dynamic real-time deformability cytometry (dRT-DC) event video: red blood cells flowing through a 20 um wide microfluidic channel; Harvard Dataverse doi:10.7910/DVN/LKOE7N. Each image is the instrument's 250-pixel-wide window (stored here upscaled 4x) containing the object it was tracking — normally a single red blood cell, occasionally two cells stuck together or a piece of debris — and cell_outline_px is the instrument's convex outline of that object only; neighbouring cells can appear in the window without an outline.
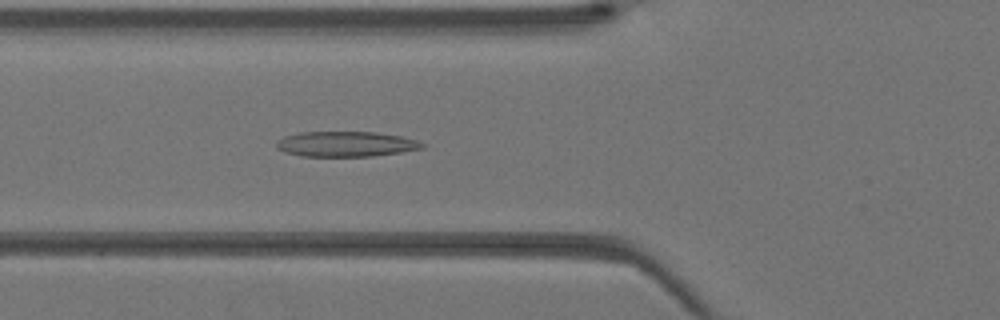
{"species": "Egyptian fruit bat (a non-hibernating species)", "species_latin": "Rousettus aegyptiacus", "temperature_condition": "warm", "stored_images_in_passage": 35, "camera_frame_rate_fps": 3000, "um_per_image_px": 0.085, "animal": {"sex": "female"}, "frame": {"image": 1, "passage_image": 9, "time_ms": 2.667, "image_size_px": [1000, 320], "cell_outline_px": [[424, 148], [400, 152], [372, 156], [300, 156], [284, 152], [276, 148], [276, 140], [284, 136], [300, 132], [376, 132], [400, 136], [416, 140], [424, 144]], "centroid_in_image_um": [29.35, 12.24], "position_along_channel_um": 96.5, "area_um2": 21.44}}
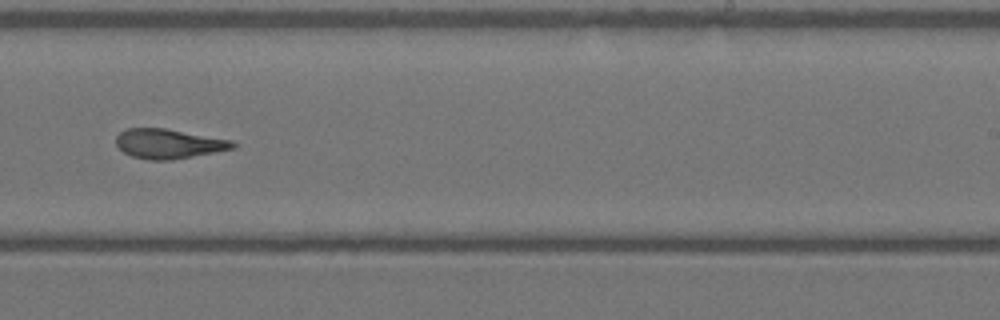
{"frame": {"image": 2, "passage_image": 20, "time_ms": 6.333, "image_size_px": [1000, 320], "cell_outline_px": [[236, 148], [172, 160], [148, 160], [132, 156], [124, 152], [116, 144], [116, 136], [120, 132], [128, 128], [164, 128], [232, 140], [236, 144]], "centroid_in_image_um": [14.33, 12.22], "position_along_channel_um": 274.7, "area_um2": 20.06}}
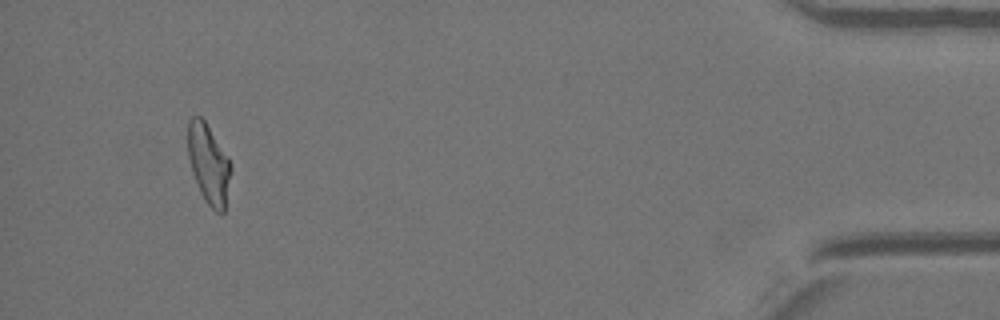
{"frame": {"image": 3, "passage_image": 33, "time_ms": 10.667, "image_size_px": [1000, 320], "cell_outline_px": [[232, 172], [224, 212], [216, 212], [204, 200], [200, 192], [192, 172], [188, 156], [188, 120], [192, 116], [200, 116], [204, 120], [228, 156], [232, 168]], "centroid_in_image_um": [17.74, 13.94], "position_along_channel_um": 417.5, "area_um2": 20.0}}